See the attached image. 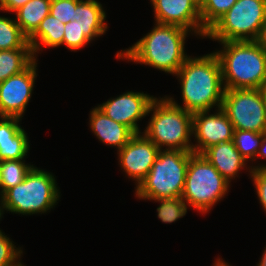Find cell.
I'll list each match as a JSON object with an SVG mask.
<instances>
[{
	"label": "cell",
	"mask_w": 266,
	"mask_h": 266,
	"mask_svg": "<svg viewBox=\"0 0 266 266\" xmlns=\"http://www.w3.org/2000/svg\"><path fill=\"white\" fill-rule=\"evenodd\" d=\"M176 74L181 80L184 110L194 114L209 111L215 104L218 108L222 106L225 88H222L221 65L215 53L188 57Z\"/></svg>",
	"instance_id": "1"
},
{
	"label": "cell",
	"mask_w": 266,
	"mask_h": 266,
	"mask_svg": "<svg viewBox=\"0 0 266 266\" xmlns=\"http://www.w3.org/2000/svg\"><path fill=\"white\" fill-rule=\"evenodd\" d=\"M188 30L176 25L157 23L155 28L125 52H118L134 62L153 66L167 73L176 74L184 64V40Z\"/></svg>",
	"instance_id": "2"
},
{
	"label": "cell",
	"mask_w": 266,
	"mask_h": 266,
	"mask_svg": "<svg viewBox=\"0 0 266 266\" xmlns=\"http://www.w3.org/2000/svg\"><path fill=\"white\" fill-rule=\"evenodd\" d=\"M214 52L221 65L225 89H260L266 83V50L257 41L221 42Z\"/></svg>",
	"instance_id": "3"
},
{
	"label": "cell",
	"mask_w": 266,
	"mask_h": 266,
	"mask_svg": "<svg viewBox=\"0 0 266 266\" xmlns=\"http://www.w3.org/2000/svg\"><path fill=\"white\" fill-rule=\"evenodd\" d=\"M154 111L144 135L160 150L167 146L168 150L193 152L190 136L193 134V114L187 112L172 98L154 99L148 113Z\"/></svg>",
	"instance_id": "4"
},
{
	"label": "cell",
	"mask_w": 266,
	"mask_h": 266,
	"mask_svg": "<svg viewBox=\"0 0 266 266\" xmlns=\"http://www.w3.org/2000/svg\"><path fill=\"white\" fill-rule=\"evenodd\" d=\"M192 154L183 150H160L147 177L137 186L136 195L150 200L181 197Z\"/></svg>",
	"instance_id": "5"
},
{
	"label": "cell",
	"mask_w": 266,
	"mask_h": 266,
	"mask_svg": "<svg viewBox=\"0 0 266 266\" xmlns=\"http://www.w3.org/2000/svg\"><path fill=\"white\" fill-rule=\"evenodd\" d=\"M2 209L20 214L46 212L59 198L54 176L32 167L24 180L1 197Z\"/></svg>",
	"instance_id": "6"
},
{
	"label": "cell",
	"mask_w": 266,
	"mask_h": 266,
	"mask_svg": "<svg viewBox=\"0 0 266 266\" xmlns=\"http://www.w3.org/2000/svg\"><path fill=\"white\" fill-rule=\"evenodd\" d=\"M266 17V0H237L206 36L225 41H257Z\"/></svg>",
	"instance_id": "7"
},
{
	"label": "cell",
	"mask_w": 266,
	"mask_h": 266,
	"mask_svg": "<svg viewBox=\"0 0 266 266\" xmlns=\"http://www.w3.org/2000/svg\"><path fill=\"white\" fill-rule=\"evenodd\" d=\"M229 183L202 154L193 153L181 198L195 209L207 212L224 197Z\"/></svg>",
	"instance_id": "8"
},
{
	"label": "cell",
	"mask_w": 266,
	"mask_h": 266,
	"mask_svg": "<svg viewBox=\"0 0 266 266\" xmlns=\"http://www.w3.org/2000/svg\"><path fill=\"white\" fill-rule=\"evenodd\" d=\"M221 108L234 130L266 133L265 105L260 89H225Z\"/></svg>",
	"instance_id": "9"
},
{
	"label": "cell",
	"mask_w": 266,
	"mask_h": 266,
	"mask_svg": "<svg viewBox=\"0 0 266 266\" xmlns=\"http://www.w3.org/2000/svg\"><path fill=\"white\" fill-rule=\"evenodd\" d=\"M36 61L0 83V117L21 118L30 99L36 77Z\"/></svg>",
	"instance_id": "10"
},
{
	"label": "cell",
	"mask_w": 266,
	"mask_h": 266,
	"mask_svg": "<svg viewBox=\"0 0 266 266\" xmlns=\"http://www.w3.org/2000/svg\"><path fill=\"white\" fill-rule=\"evenodd\" d=\"M157 23L176 25L194 30L206 36L207 30L202 26L200 0H151ZM190 28V29H189Z\"/></svg>",
	"instance_id": "11"
},
{
	"label": "cell",
	"mask_w": 266,
	"mask_h": 266,
	"mask_svg": "<svg viewBox=\"0 0 266 266\" xmlns=\"http://www.w3.org/2000/svg\"><path fill=\"white\" fill-rule=\"evenodd\" d=\"M218 110L215 115H208L209 111L193 114L192 131L198 142L192 146L193 153L201 154L212 145L233 141V125L223 109L220 107Z\"/></svg>",
	"instance_id": "12"
},
{
	"label": "cell",
	"mask_w": 266,
	"mask_h": 266,
	"mask_svg": "<svg viewBox=\"0 0 266 266\" xmlns=\"http://www.w3.org/2000/svg\"><path fill=\"white\" fill-rule=\"evenodd\" d=\"M119 151L120 165L138 181V185L147 177L157 159L160 149L145 135L135 134Z\"/></svg>",
	"instance_id": "13"
},
{
	"label": "cell",
	"mask_w": 266,
	"mask_h": 266,
	"mask_svg": "<svg viewBox=\"0 0 266 266\" xmlns=\"http://www.w3.org/2000/svg\"><path fill=\"white\" fill-rule=\"evenodd\" d=\"M155 98L140 92H127L119 97L108 100L97 108L116 122L129 127L135 134H139L140 118L148 114L150 104Z\"/></svg>",
	"instance_id": "14"
},
{
	"label": "cell",
	"mask_w": 266,
	"mask_h": 266,
	"mask_svg": "<svg viewBox=\"0 0 266 266\" xmlns=\"http://www.w3.org/2000/svg\"><path fill=\"white\" fill-rule=\"evenodd\" d=\"M0 161L22 160L29 149L27 135L19 125L17 117H1Z\"/></svg>",
	"instance_id": "15"
},
{
	"label": "cell",
	"mask_w": 266,
	"mask_h": 266,
	"mask_svg": "<svg viewBox=\"0 0 266 266\" xmlns=\"http://www.w3.org/2000/svg\"><path fill=\"white\" fill-rule=\"evenodd\" d=\"M201 154L228 182L229 179L234 178L239 169L245 166L246 162L233 141L212 145Z\"/></svg>",
	"instance_id": "16"
},
{
	"label": "cell",
	"mask_w": 266,
	"mask_h": 266,
	"mask_svg": "<svg viewBox=\"0 0 266 266\" xmlns=\"http://www.w3.org/2000/svg\"><path fill=\"white\" fill-rule=\"evenodd\" d=\"M90 125L94 134L100 141L122 149L135 133L124 124L114 121L106 116L97 107L91 111Z\"/></svg>",
	"instance_id": "17"
},
{
	"label": "cell",
	"mask_w": 266,
	"mask_h": 266,
	"mask_svg": "<svg viewBox=\"0 0 266 266\" xmlns=\"http://www.w3.org/2000/svg\"><path fill=\"white\" fill-rule=\"evenodd\" d=\"M105 17L102 5L95 0H81L75 8L74 20L89 41L105 33Z\"/></svg>",
	"instance_id": "18"
},
{
	"label": "cell",
	"mask_w": 266,
	"mask_h": 266,
	"mask_svg": "<svg viewBox=\"0 0 266 266\" xmlns=\"http://www.w3.org/2000/svg\"><path fill=\"white\" fill-rule=\"evenodd\" d=\"M51 0H29L16 10L17 24L21 32L29 38L39 27L41 21L50 14Z\"/></svg>",
	"instance_id": "19"
},
{
	"label": "cell",
	"mask_w": 266,
	"mask_h": 266,
	"mask_svg": "<svg viewBox=\"0 0 266 266\" xmlns=\"http://www.w3.org/2000/svg\"><path fill=\"white\" fill-rule=\"evenodd\" d=\"M65 24L48 14L40 23L37 30L28 38V43L32 47L33 54L40 50V42L48 47L62 45ZM40 40L37 41V40Z\"/></svg>",
	"instance_id": "20"
},
{
	"label": "cell",
	"mask_w": 266,
	"mask_h": 266,
	"mask_svg": "<svg viewBox=\"0 0 266 266\" xmlns=\"http://www.w3.org/2000/svg\"><path fill=\"white\" fill-rule=\"evenodd\" d=\"M34 60L32 48L0 50V83L25 70Z\"/></svg>",
	"instance_id": "21"
},
{
	"label": "cell",
	"mask_w": 266,
	"mask_h": 266,
	"mask_svg": "<svg viewBox=\"0 0 266 266\" xmlns=\"http://www.w3.org/2000/svg\"><path fill=\"white\" fill-rule=\"evenodd\" d=\"M33 165H25L21 160L0 161L1 196L8 190L20 184Z\"/></svg>",
	"instance_id": "22"
},
{
	"label": "cell",
	"mask_w": 266,
	"mask_h": 266,
	"mask_svg": "<svg viewBox=\"0 0 266 266\" xmlns=\"http://www.w3.org/2000/svg\"><path fill=\"white\" fill-rule=\"evenodd\" d=\"M32 48L16 20L0 17V50Z\"/></svg>",
	"instance_id": "23"
},
{
	"label": "cell",
	"mask_w": 266,
	"mask_h": 266,
	"mask_svg": "<svg viewBox=\"0 0 266 266\" xmlns=\"http://www.w3.org/2000/svg\"><path fill=\"white\" fill-rule=\"evenodd\" d=\"M264 133L249 130H234L233 143L245 159H255Z\"/></svg>",
	"instance_id": "24"
},
{
	"label": "cell",
	"mask_w": 266,
	"mask_h": 266,
	"mask_svg": "<svg viewBox=\"0 0 266 266\" xmlns=\"http://www.w3.org/2000/svg\"><path fill=\"white\" fill-rule=\"evenodd\" d=\"M237 0H200L202 26L208 30Z\"/></svg>",
	"instance_id": "25"
},
{
	"label": "cell",
	"mask_w": 266,
	"mask_h": 266,
	"mask_svg": "<svg viewBox=\"0 0 266 266\" xmlns=\"http://www.w3.org/2000/svg\"><path fill=\"white\" fill-rule=\"evenodd\" d=\"M161 204L157 208L158 218L164 223H172L183 217L187 212V206L181 197L157 199Z\"/></svg>",
	"instance_id": "26"
},
{
	"label": "cell",
	"mask_w": 266,
	"mask_h": 266,
	"mask_svg": "<svg viewBox=\"0 0 266 266\" xmlns=\"http://www.w3.org/2000/svg\"><path fill=\"white\" fill-rule=\"evenodd\" d=\"M89 43L77 21L72 20L65 24L63 43L70 50H79Z\"/></svg>",
	"instance_id": "27"
},
{
	"label": "cell",
	"mask_w": 266,
	"mask_h": 266,
	"mask_svg": "<svg viewBox=\"0 0 266 266\" xmlns=\"http://www.w3.org/2000/svg\"><path fill=\"white\" fill-rule=\"evenodd\" d=\"M81 0H51L50 14L64 24L74 20L75 8Z\"/></svg>",
	"instance_id": "28"
},
{
	"label": "cell",
	"mask_w": 266,
	"mask_h": 266,
	"mask_svg": "<svg viewBox=\"0 0 266 266\" xmlns=\"http://www.w3.org/2000/svg\"><path fill=\"white\" fill-rule=\"evenodd\" d=\"M14 244L0 230V266H20V262L16 259L22 253L21 250H16ZM16 263V264H15Z\"/></svg>",
	"instance_id": "29"
},
{
	"label": "cell",
	"mask_w": 266,
	"mask_h": 266,
	"mask_svg": "<svg viewBox=\"0 0 266 266\" xmlns=\"http://www.w3.org/2000/svg\"><path fill=\"white\" fill-rule=\"evenodd\" d=\"M257 194L264 210L266 211V170H251Z\"/></svg>",
	"instance_id": "30"
},
{
	"label": "cell",
	"mask_w": 266,
	"mask_h": 266,
	"mask_svg": "<svg viewBox=\"0 0 266 266\" xmlns=\"http://www.w3.org/2000/svg\"><path fill=\"white\" fill-rule=\"evenodd\" d=\"M29 0H0V10L16 11L25 5Z\"/></svg>",
	"instance_id": "31"
},
{
	"label": "cell",
	"mask_w": 266,
	"mask_h": 266,
	"mask_svg": "<svg viewBox=\"0 0 266 266\" xmlns=\"http://www.w3.org/2000/svg\"><path fill=\"white\" fill-rule=\"evenodd\" d=\"M257 42L266 50V17Z\"/></svg>",
	"instance_id": "32"
},
{
	"label": "cell",
	"mask_w": 266,
	"mask_h": 266,
	"mask_svg": "<svg viewBox=\"0 0 266 266\" xmlns=\"http://www.w3.org/2000/svg\"><path fill=\"white\" fill-rule=\"evenodd\" d=\"M257 155L261 158H266V133L263 134V138Z\"/></svg>",
	"instance_id": "33"
},
{
	"label": "cell",
	"mask_w": 266,
	"mask_h": 266,
	"mask_svg": "<svg viewBox=\"0 0 266 266\" xmlns=\"http://www.w3.org/2000/svg\"><path fill=\"white\" fill-rule=\"evenodd\" d=\"M261 94L264 100V105H265V116H266V83L260 88Z\"/></svg>",
	"instance_id": "34"
},
{
	"label": "cell",
	"mask_w": 266,
	"mask_h": 266,
	"mask_svg": "<svg viewBox=\"0 0 266 266\" xmlns=\"http://www.w3.org/2000/svg\"><path fill=\"white\" fill-rule=\"evenodd\" d=\"M264 252L265 253L262 256V259H261L260 263L258 264L259 266H266V249Z\"/></svg>",
	"instance_id": "35"
},
{
	"label": "cell",
	"mask_w": 266,
	"mask_h": 266,
	"mask_svg": "<svg viewBox=\"0 0 266 266\" xmlns=\"http://www.w3.org/2000/svg\"><path fill=\"white\" fill-rule=\"evenodd\" d=\"M215 266H229L227 265V263L221 261L220 259L217 261V263H215Z\"/></svg>",
	"instance_id": "36"
},
{
	"label": "cell",
	"mask_w": 266,
	"mask_h": 266,
	"mask_svg": "<svg viewBox=\"0 0 266 266\" xmlns=\"http://www.w3.org/2000/svg\"><path fill=\"white\" fill-rule=\"evenodd\" d=\"M251 170H261V171H265V170H266V166H263V165H262V166H260V167H259V166L256 167V168L254 167L253 169L251 168Z\"/></svg>",
	"instance_id": "37"
},
{
	"label": "cell",
	"mask_w": 266,
	"mask_h": 266,
	"mask_svg": "<svg viewBox=\"0 0 266 266\" xmlns=\"http://www.w3.org/2000/svg\"><path fill=\"white\" fill-rule=\"evenodd\" d=\"M1 210H2V209H1V207H0V218H1V215L3 214Z\"/></svg>",
	"instance_id": "38"
}]
</instances>
